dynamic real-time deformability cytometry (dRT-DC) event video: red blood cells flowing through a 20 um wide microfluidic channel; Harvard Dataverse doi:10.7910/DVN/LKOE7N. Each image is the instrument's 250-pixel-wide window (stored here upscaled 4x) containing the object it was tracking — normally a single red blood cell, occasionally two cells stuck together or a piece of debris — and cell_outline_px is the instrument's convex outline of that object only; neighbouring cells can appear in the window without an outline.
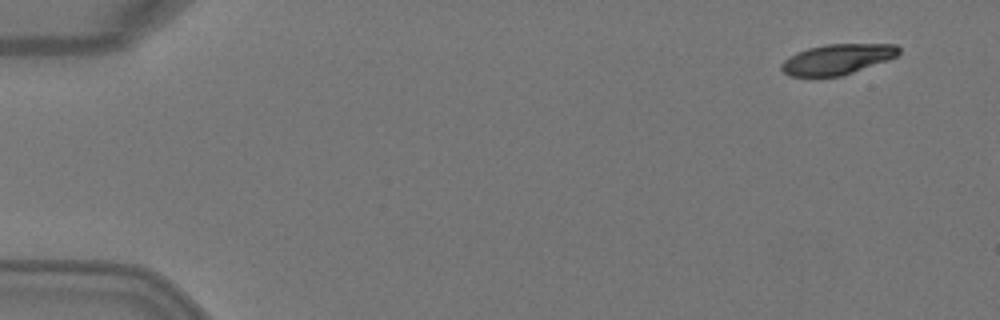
{"species": "Egyptian fruit bat (a non-hibernating species)", "species_latin": "Rousettus aegyptiacus", "temperature_condition": "warm", "stored_images_in_passage": 3, "camera_frame_rate_fps": 3000, "um_per_image_px": 0.085, "animal": {"sex": "female"}, "frame": {"image": 1, "passage_image": 1, "time_ms": 0.0, "image_size_px": [1000, 320], "cell_outline_px": [[900, 52], [896, 56], [888, 60], [840, 76], [788, 76], [780, 68], [780, 64], [784, 60], [796, 52], [808, 48], [828, 44], [896, 44], [900, 48]], "centroid_in_image_um": [71.15, 5.03], "position_along_channel_um": 13.8, "area_um2": 20.63}}